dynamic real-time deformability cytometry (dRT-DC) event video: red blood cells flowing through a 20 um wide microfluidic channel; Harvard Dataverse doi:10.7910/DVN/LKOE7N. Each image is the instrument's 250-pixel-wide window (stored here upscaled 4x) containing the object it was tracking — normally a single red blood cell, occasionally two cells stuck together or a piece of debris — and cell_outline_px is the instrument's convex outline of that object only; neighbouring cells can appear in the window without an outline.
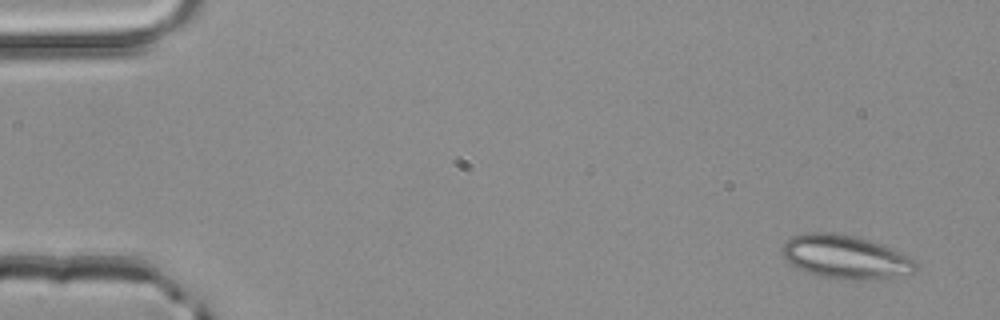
{"species": "common noctule bat (a hibernating species)", "species_latin": "Nyctalus noctula", "temperature_condition": "room temperature", "stored_images_in_passage": 4, "camera_frame_rate_fps": 3000, "um_per_image_px": 0.085, "animal": {"sex": "male", "body_mass_g": 20.4}, "frame": {"image": 1, "passage_image": 1, "time_ms": 0.0, "image_size_px": [1000, 320], "cell_outline_px": [[920, 268], [908, 276], [888, 280], [836, 280], [820, 276], [808, 272], [792, 264], [780, 252], [780, 248], [792, 236], [804, 232], [832, 232], [852, 236], [884, 244], [912, 256], [920, 264]], "centroid_in_image_um": [72.01, 21.87], "position_along_channel_um": 13.0, "area_um2": 35.08}}